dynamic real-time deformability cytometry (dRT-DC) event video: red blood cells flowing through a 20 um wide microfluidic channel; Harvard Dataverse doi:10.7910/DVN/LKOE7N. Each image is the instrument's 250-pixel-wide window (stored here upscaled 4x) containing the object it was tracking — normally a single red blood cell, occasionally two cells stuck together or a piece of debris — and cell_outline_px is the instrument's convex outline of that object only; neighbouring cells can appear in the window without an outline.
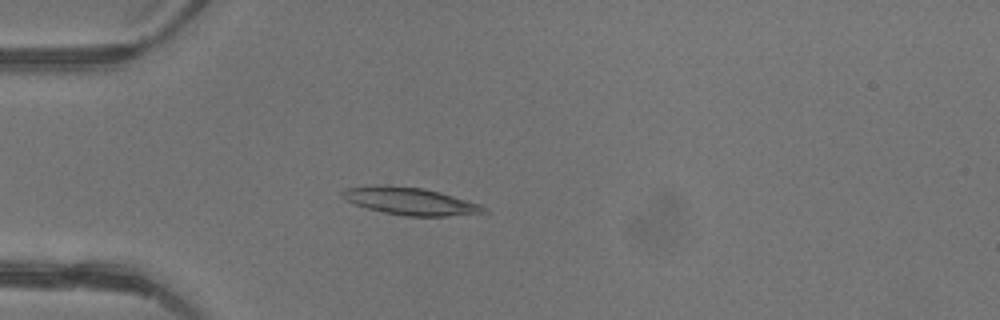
{"species": "common noctule bat (a hibernating species)", "species_latin": "Nyctalus noctula", "temperature_condition": "warm", "stored_images_in_passage": 4, "camera_frame_rate_fps": 3000, "um_per_image_px": 0.085, "animal": {"sex": "female"}, "frame": {"image": 1, "passage_image": 4, "time_ms": 1.0, "image_size_px": [1000, 320], "cell_outline_px": [[488, 212], [444, 216], [404, 216], [384, 212], [368, 208], [356, 204], [340, 196], [340, 192], [344, 188], [376, 184], [384, 184], [424, 188], [440, 192], [480, 204], [488, 208]], "centroid_in_image_um": [34.84, 17.08], "position_along_channel_um": 50.2, "area_um2": 22.66}}